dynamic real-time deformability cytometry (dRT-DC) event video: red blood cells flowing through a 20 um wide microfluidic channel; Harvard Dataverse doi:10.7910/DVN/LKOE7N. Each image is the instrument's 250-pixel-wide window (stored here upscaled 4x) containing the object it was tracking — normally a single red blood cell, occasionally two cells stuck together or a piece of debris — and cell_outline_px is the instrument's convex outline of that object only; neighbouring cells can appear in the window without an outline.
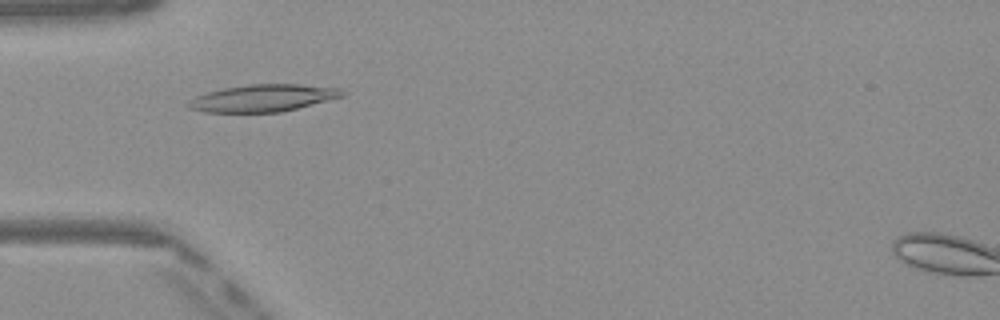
{"species": "Egyptian fruit bat (a non-hibernating species)", "species_latin": "Rousettus aegyptiacus", "temperature_condition": "warm", "stored_images_in_passage": 49, "camera_frame_rate_fps": 3000, "um_per_image_px": 0.085, "frame": {"image": 1, "passage_image": 15, "time_ms": 4.667, "image_size_px": [1000, 320], "cell_outline_px": [[348, 92], [344, 96], [280, 112], [204, 112], [188, 108], [188, 104], [196, 96], [208, 92], [224, 88], [248, 84], [296, 84], [340, 88]], "centroid_in_image_um": [22.39, 8.33], "position_along_channel_um": 62.6, "area_um2": 24.1}}
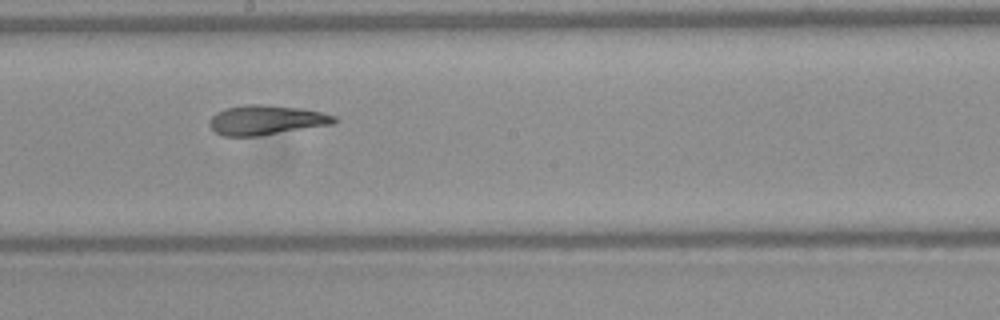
{"frame": {"image": 2, "passage_image": 27, "time_ms": 8.667, "image_size_px": [1000, 320], "cell_outline_px": [[340, 120], [332, 124], [256, 136], [224, 136], [216, 132], [208, 124], [212, 116], [216, 112], [228, 108], [248, 104], [268, 104], [300, 108], [320, 112], [336, 116]], "centroid_in_image_um": [22.63, 10.19], "position_along_channel_um": 225.6, "area_um2": 21.39}}
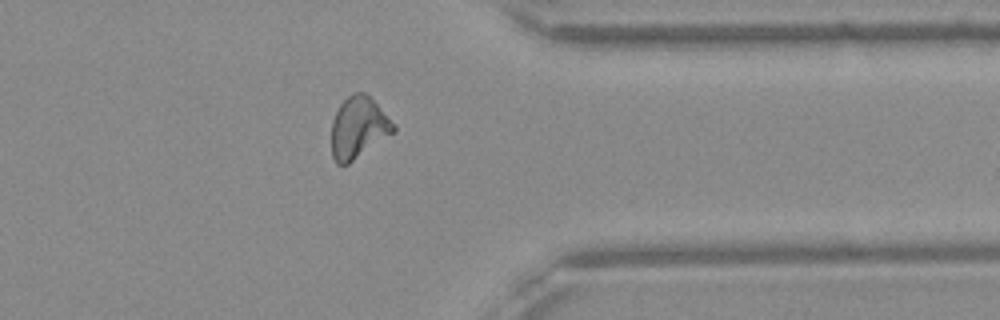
{"frame": {"image": 3, "passage_image": 39, "time_ms": 12.667, "image_size_px": [1000, 320], "cell_outline_px": [[396, 128], [392, 132], [348, 164], [336, 164], [332, 156], [332, 120], [340, 104], [352, 92], [364, 92], [396, 124]], "centroid_in_image_um": [30.43, 10.83], "position_along_channel_um": 381.0, "area_um2": 21.73}, "authors_computed_cell_mechanics": {"area_um2": 22.253, "velocity_mm_per_s": 4.0992, "shape_relaxation_time_tau1_ms": null, "shape_relaxation_time_tau2_ms": 3.6152, "deformation_change_tau1": null, "deformation_change_tau2": 0.1218}}